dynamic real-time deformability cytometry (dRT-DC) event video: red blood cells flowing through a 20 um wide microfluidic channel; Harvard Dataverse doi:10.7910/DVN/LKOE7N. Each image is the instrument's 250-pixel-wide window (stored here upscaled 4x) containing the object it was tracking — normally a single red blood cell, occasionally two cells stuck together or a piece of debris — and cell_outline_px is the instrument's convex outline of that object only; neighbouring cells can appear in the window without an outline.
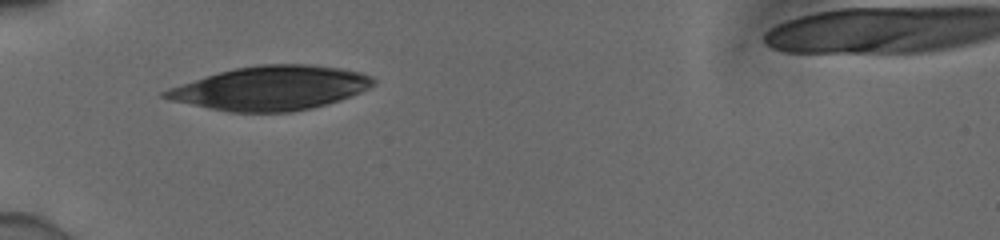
{"species": "human", "species_latin": "Homo sapiens", "temperature_condition": "cold", "stored_images_in_passage": 36, "camera_frame_rate_fps": 3000, "um_per_image_px": 0.085, "donor": {"sex": "male"}, "frame": {"image": 1, "passage_image": 1, "time_ms": 0.0, "image_size_px": [1000, 240], "cell_outline_px": [[376, 84], [352, 96], [340, 100], [312, 108], [288, 112], [232, 112], [172, 100], [160, 96], [160, 92], [220, 72], [236, 68], [260, 64], [308, 64], [340, 68], [360, 72], [372, 76], [376, 80]], "centroid_in_image_um": [23.11, 7.48], "position_along_channel_um": 61.9, "area_um2": 52.66}}
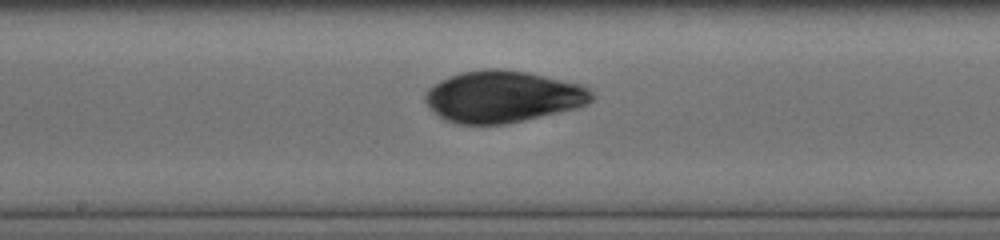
{"frame": {"image": 2, "passage_image": 13, "time_ms": 4.0, "image_size_px": [1000, 240], "cell_outline_px": [[592, 100], [576, 108], [524, 120], [504, 124], [460, 124], [444, 120], [424, 100], [424, 96], [428, 88], [440, 80], [460, 72], [488, 68], [500, 68], [528, 72], [580, 84], [588, 88], [592, 92]], "centroid_in_image_um": [42.72, 8.2], "position_along_channel_um": 205.5, "area_um2": 49.88}}
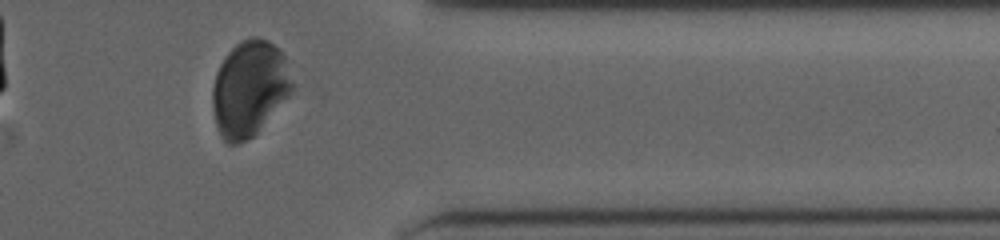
{"frame": {"image": 3, "passage_image": 28, "time_ms": 9.0, "image_size_px": [1000, 240], "cell_outline_px": [[292, 92], [256, 136], [248, 140], [236, 144], [228, 144], [220, 136], [216, 128], [212, 108], [212, 88], [216, 72], [224, 56], [240, 40], [248, 36], [256, 36], [268, 40], [280, 48], [284, 56], [292, 80]], "centroid_in_image_um": [21.19, 7.54], "position_along_channel_um": 390.2, "area_um2": 45.2}, "authors_computed_cell_mechanics": {"area_um2": 49.708, "velocity_mm_per_s": 3.8484, "shape_relaxation_time_tau1_ms": 2.9781, "shape_relaxation_time_tau2_ms": 3.0336, "deformation_change_tau1": 0.1636, "deformation_change_tau2": 0.0831}}